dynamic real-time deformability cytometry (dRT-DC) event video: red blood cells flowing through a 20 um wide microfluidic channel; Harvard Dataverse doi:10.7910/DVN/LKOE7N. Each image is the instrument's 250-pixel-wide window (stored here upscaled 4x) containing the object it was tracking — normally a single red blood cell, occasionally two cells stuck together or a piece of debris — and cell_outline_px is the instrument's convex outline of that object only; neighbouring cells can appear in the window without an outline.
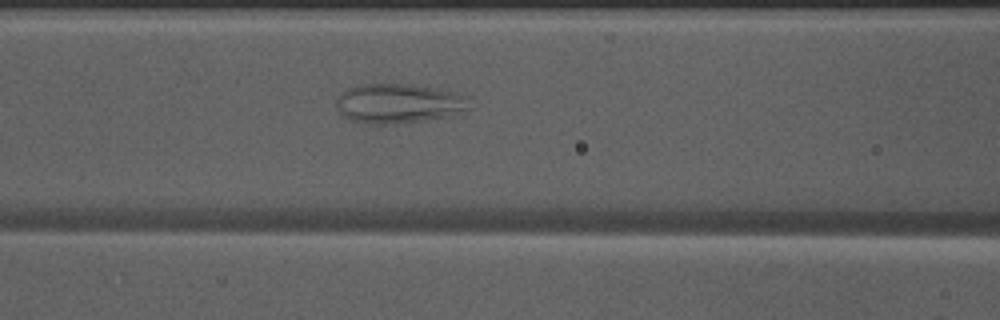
{"species": "Egyptian fruit bat (a non-hibernating species)", "species_latin": "Rousettus aegyptiacus", "temperature_condition": "warm", "stored_images_in_passage": 39, "camera_frame_rate_fps": 3000, "um_per_image_px": 0.085, "animal": {"sex": "male"}, "frame": {"image": 1, "passage_image": 9, "time_ms": 2.667, "image_size_px": [1000, 320], "cell_outline_px": [[468, 112], [460, 116], [396, 124], [364, 124], [352, 120], [344, 116], [336, 108], [336, 100], [344, 88], [360, 84], [412, 84], [436, 88], [468, 96]], "centroid_in_image_um": [33.92, 8.81], "position_along_channel_um": 132.7, "area_um2": 31.5}}
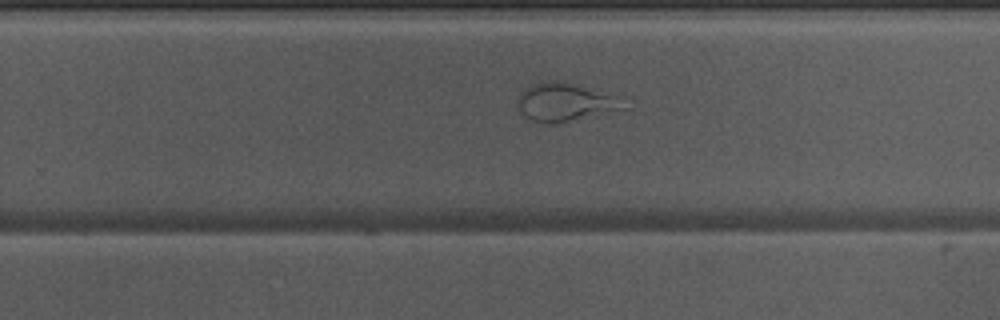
{"frame": {"image": 2, "passage_image": 20, "time_ms": 6.333, "image_size_px": [1000, 320], "cell_outline_px": [[628, 108], [552, 124], [548, 124], [532, 120], [524, 116], [520, 112], [520, 92], [532, 84], [552, 80], [564, 80], [620, 96]], "centroid_in_image_um": [48.09, 8.66], "position_along_channel_um": 281.7, "area_um2": 23.58}}
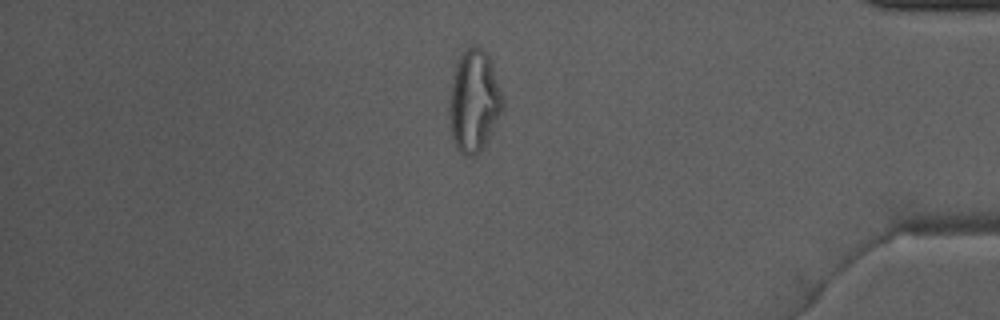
{"frame": {"image": 3, "passage_image": 31, "time_ms": 10.0, "image_size_px": [1000, 320], "cell_outline_px": [[504, 108], [484, 144], [472, 156], [464, 156], [456, 148], [452, 140], [448, 112], [448, 108], [452, 84], [456, 64], [460, 56], [468, 48], [476, 44], [480, 44], [484, 48], [492, 60], [504, 100]], "centroid_in_image_um": [40.3, 8.54], "position_along_channel_um": 394.9, "area_um2": 31.85}}